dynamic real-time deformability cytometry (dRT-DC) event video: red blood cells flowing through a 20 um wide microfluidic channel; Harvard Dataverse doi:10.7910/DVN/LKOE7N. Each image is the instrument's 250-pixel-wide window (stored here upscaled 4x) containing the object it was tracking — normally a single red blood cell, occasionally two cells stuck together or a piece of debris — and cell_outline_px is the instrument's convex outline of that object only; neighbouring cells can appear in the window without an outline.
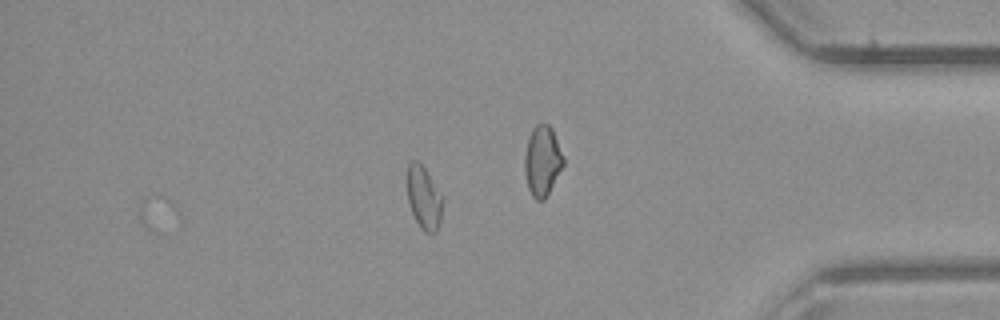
{"species": "common noctule bat (a hibernating species)", "species_latin": "Nyctalus noctula", "temperature_condition": "room temperature", "stored_images_in_passage": 25, "camera_frame_rate_fps": 3000, "um_per_image_px": 0.085, "animal": {"sex": "male", "body_mass_g": 23.1, "forearm_length_mm": 52.7}, "frame": {"image": 1, "passage_image": 25, "time_ms": 8.0, "image_size_px": [1000, 320], "cell_outline_px": [[444, 200], [440, 224], [436, 232], [432, 236], [424, 232], [420, 228], [412, 212], [408, 200], [408, 164], [412, 160], [416, 160], [424, 168], [444, 196]], "centroid_in_image_um": [36.08, 16.87], "position_along_channel_um": 399.1, "area_um2": 13.24}}